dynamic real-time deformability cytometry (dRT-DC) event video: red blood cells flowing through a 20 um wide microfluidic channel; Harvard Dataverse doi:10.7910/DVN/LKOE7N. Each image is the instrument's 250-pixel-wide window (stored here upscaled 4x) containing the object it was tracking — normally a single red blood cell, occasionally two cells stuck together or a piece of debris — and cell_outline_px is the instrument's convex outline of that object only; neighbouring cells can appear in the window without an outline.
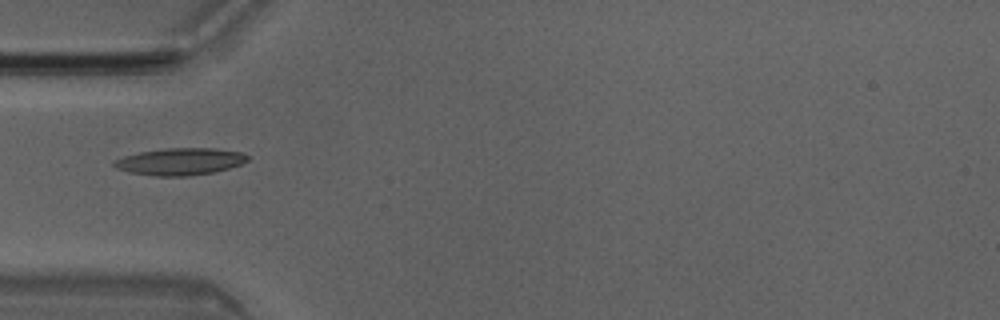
{"species": "Egyptian fruit bat (a non-hibernating species)", "species_latin": "Rousettus aegyptiacus", "temperature_condition": "room temperature", "stored_images_in_passage": 3, "camera_frame_rate_fps": 3000, "um_per_image_px": 0.085, "animal": {"sex": "male"}, "frame": {"image": 1, "passage_image": 3, "time_ms": 0.667, "image_size_px": [1000, 320], "cell_outline_px": [[248, 160], [240, 164], [216, 172], [188, 176], [156, 176], [128, 172], [116, 168], [112, 164], [112, 160], [124, 156], [140, 152], [164, 148], [212, 148], [240, 152], [248, 156]], "centroid_in_image_um": [15.26, 13.73], "position_along_channel_um": 69.7, "area_um2": 21.04}}